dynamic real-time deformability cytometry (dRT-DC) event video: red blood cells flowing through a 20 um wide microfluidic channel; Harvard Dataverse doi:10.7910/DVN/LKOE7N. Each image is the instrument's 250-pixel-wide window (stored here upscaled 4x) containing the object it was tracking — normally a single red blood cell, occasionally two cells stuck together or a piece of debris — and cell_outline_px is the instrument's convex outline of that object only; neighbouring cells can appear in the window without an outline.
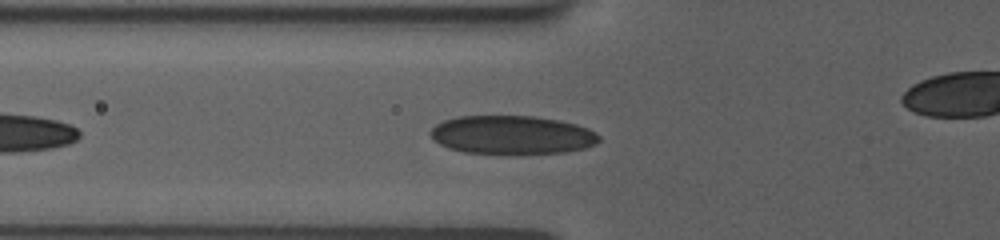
{"species": "human", "species_latin": "Homo sapiens", "temperature_condition": "room temperature", "stored_images_in_passage": 38, "camera_frame_rate_fps": 3000, "um_per_image_px": 0.085, "donor": {"sex": "female"}, "frame": {"image": 1, "passage_image": 6, "time_ms": 1.667, "image_size_px": [1000, 240], "cell_outline_px": [[600, 140], [596, 144], [584, 148], [564, 152], [464, 152], [448, 148], [440, 144], [428, 132], [436, 124], [444, 120], [460, 116], [532, 116], [560, 120], [576, 124], [588, 128], [596, 132], [600, 136]], "centroid_in_image_um": [43.54, 11.44], "position_along_channel_um": 82.3, "area_um2": 37.28}}
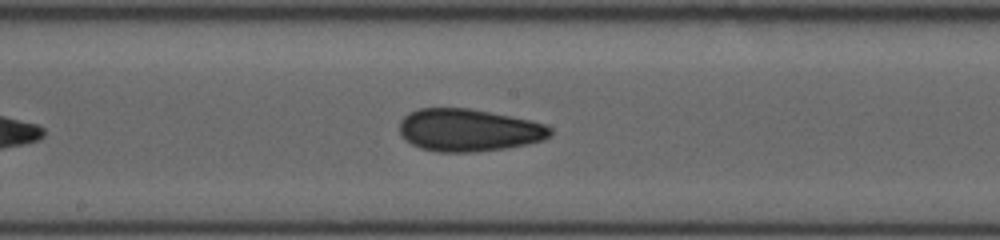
{"frame": {"image": 2, "passage_image": 16, "time_ms": 5.0, "image_size_px": [1000, 240], "cell_outline_px": [[552, 132], [544, 140], [504, 148], [472, 152], [436, 152], [420, 148], [404, 140], [400, 136], [400, 120], [408, 112], [420, 108], [468, 108], [532, 120], [544, 124], [552, 128]], "centroid_in_image_um": [39.79, 11.06], "position_along_channel_um": 208.4, "area_um2": 37.4}}
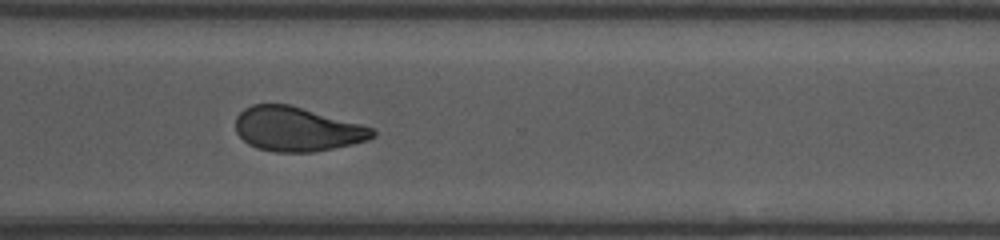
{"frame": {"image": 3, "passage_image": 27, "time_ms": 8.667, "image_size_px": [1000, 240], "cell_outline_px": [[376, 136], [368, 140], [352, 144], [312, 152], [276, 152], [256, 148], [248, 144], [236, 132], [236, 116], [244, 108], [252, 104], [288, 104], [376, 128]], "centroid_in_image_um": [25.25, 10.98], "position_along_channel_um": 345.4, "area_um2": 35.37}, "authors_computed_cell_mechanics": {"area_um2": 36.5874, "velocity_mm_per_s": 3.7585, "shape_relaxation_time_tau1_ms": 9.9379, "shape_relaxation_time_tau2_ms": 3.1373, "deformation_change_tau1": 0.1987, "deformation_change_tau2": 0.0823}}